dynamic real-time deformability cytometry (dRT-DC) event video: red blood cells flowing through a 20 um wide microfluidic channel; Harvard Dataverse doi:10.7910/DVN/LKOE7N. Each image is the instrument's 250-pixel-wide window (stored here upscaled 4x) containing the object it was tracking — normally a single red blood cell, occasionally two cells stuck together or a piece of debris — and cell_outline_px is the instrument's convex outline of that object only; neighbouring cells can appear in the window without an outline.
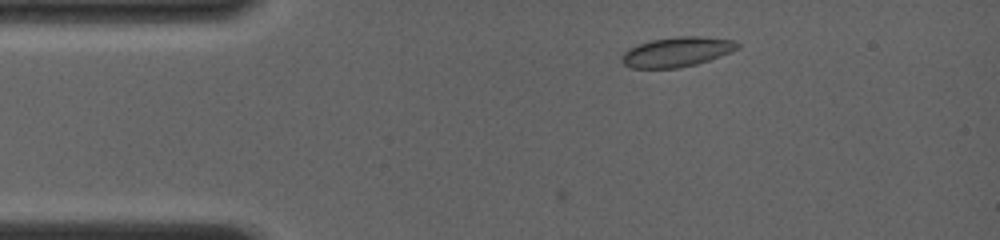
{"species": "common noctule bat (a hibernating species)", "species_latin": "Nyctalus noctula", "temperature_condition": "room temperature", "stored_images_in_passage": 6, "camera_frame_rate_fps": 4000, "um_per_image_px": 0.085, "animal": {"sex": "female", "body_mass_g": 19.0, "forearm_length_mm": 56.7}, "frame": {"image": 1, "passage_image": 6, "time_ms": 1.25, "image_size_px": [1000, 240], "cell_outline_px": [[740, 48], [732, 52], [696, 64], [676, 68], [632, 68], [624, 64], [620, 60], [620, 56], [628, 48], [636, 44], [652, 40], [676, 36], [700, 36], [736, 40], [740, 44]], "centroid_in_image_um": [57.54, 4.4], "position_along_channel_um": 27.5, "area_um2": 20.29}}